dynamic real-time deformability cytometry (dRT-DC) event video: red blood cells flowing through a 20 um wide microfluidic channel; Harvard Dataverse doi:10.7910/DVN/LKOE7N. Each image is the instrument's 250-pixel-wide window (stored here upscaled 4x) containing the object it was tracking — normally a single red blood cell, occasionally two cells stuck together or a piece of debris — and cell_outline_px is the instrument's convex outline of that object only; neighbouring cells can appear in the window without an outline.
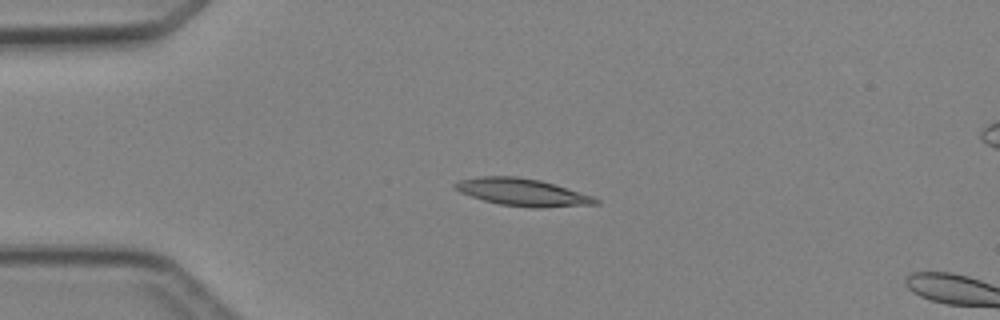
{"species": "Egyptian fruit bat (a non-hibernating species)", "species_latin": "Rousettus aegyptiacus", "temperature_condition": "cold", "stored_images_in_passage": 3, "camera_frame_rate_fps": 3000, "um_per_image_px": 0.085, "animal": {"sex": "female"}, "frame": {"image": 1, "passage_image": 1, "time_ms": 0.0, "image_size_px": [1000, 320], "cell_outline_px": [[600, 204], [544, 208], [532, 208], [500, 204], [484, 200], [460, 192], [452, 188], [452, 184], [460, 180], [480, 176], [516, 176], [540, 180], [592, 196], [600, 200]], "centroid_in_image_um": [44.4, 16.34], "position_along_channel_um": 40.6, "area_um2": 22.37}}
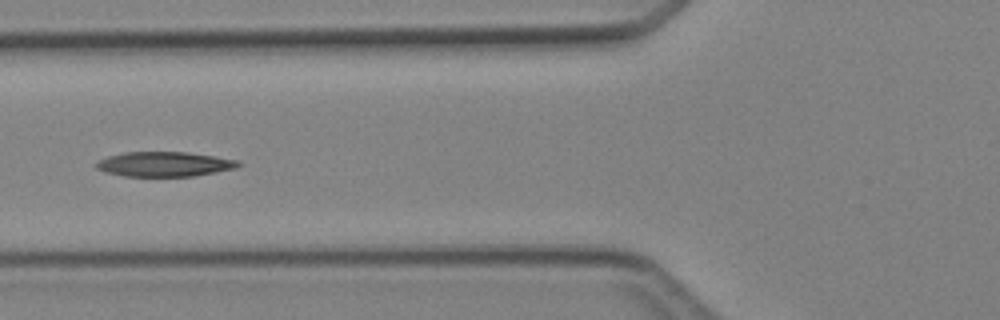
{"frame": {"image": 2, "passage_image": 3, "time_ms": 2.333, "image_size_px": [1000, 320], "cell_outline_px": [[244, 164], [236, 168], [216, 172], [192, 176], [124, 176], [104, 172], [96, 168], [92, 164], [96, 160], [108, 156], [124, 152], [188, 152], [240, 160]], "centroid_in_image_um": [13.95, 13.95], "position_along_channel_um": 111.8, "area_um2": 20.81}}